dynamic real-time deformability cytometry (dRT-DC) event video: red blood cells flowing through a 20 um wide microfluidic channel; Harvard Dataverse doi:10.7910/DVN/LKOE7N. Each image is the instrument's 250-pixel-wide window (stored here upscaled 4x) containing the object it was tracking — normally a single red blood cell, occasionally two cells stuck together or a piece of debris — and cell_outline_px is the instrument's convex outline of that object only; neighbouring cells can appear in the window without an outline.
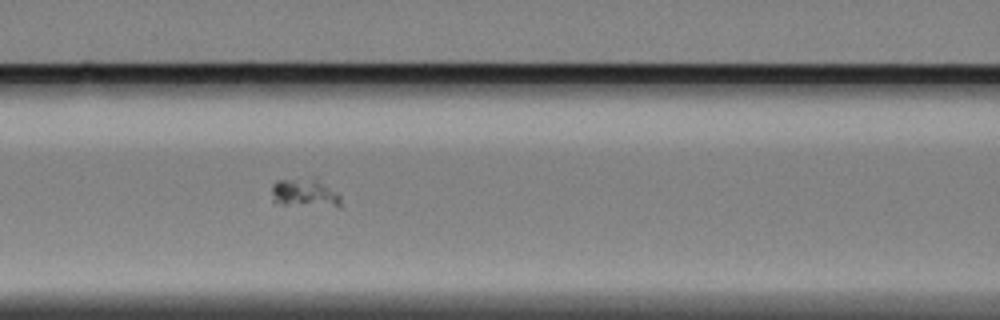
{"species": "Egyptian fruit bat (a non-hibernating species)", "species_latin": "Rousettus aegyptiacus", "temperature_condition": "cold", "stored_images_in_passage": 43, "camera_frame_rate_fps": 3000, "um_per_image_px": 0.085, "animal": {"sex": "female"}, "frame": {"image": 1, "passage_image": 7, "time_ms": 2.0, "image_size_px": [1000, 320], "cell_outline_px": [[340, 208], [336, 208], [276, 204], [272, 200], [272, 184], [276, 180], [316, 180], [340, 196]], "centroid_in_image_um": [25.86, 16.49], "position_along_channel_um": 140.7, "area_um2": 11.27}}
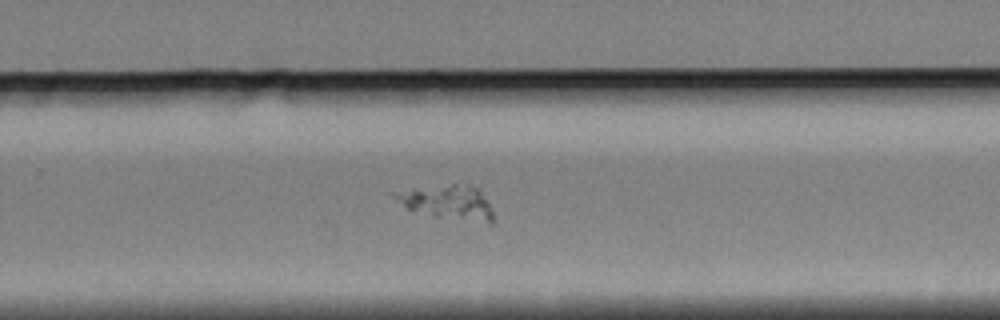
{"frame": {"image": 2, "passage_image": 21, "time_ms": 6.667, "image_size_px": [1000, 320], "cell_outline_px": [[492, 224], [488, 224], [436, 216], [408, 208], [392, 196], [392, 192], [452, 184], [468, 184], [480, 188], [492, 212]], "centroid_in_image_um": [38.13, 17.19], "position_along_channel_um": 291.7, "area_um2": 19.13}}
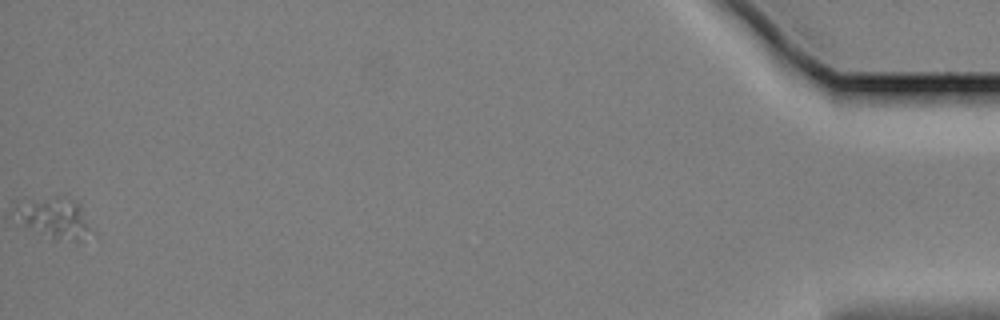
{"frame": {"image": 3, "passage_image": 43, "time_ms": 14.0, "image_size_px": [1000, 320], "cell_outline_px": [[96, 236], [80, 240], [52, 240], [24, 224], [16, 216], [16, 204], [60, 196], [72, 200], [80, 204], [96, 232]], "centroid_in_image_um": [4.8, 18.59], "position_along_channel_um": 430.4, "area_um2": 18.09}}